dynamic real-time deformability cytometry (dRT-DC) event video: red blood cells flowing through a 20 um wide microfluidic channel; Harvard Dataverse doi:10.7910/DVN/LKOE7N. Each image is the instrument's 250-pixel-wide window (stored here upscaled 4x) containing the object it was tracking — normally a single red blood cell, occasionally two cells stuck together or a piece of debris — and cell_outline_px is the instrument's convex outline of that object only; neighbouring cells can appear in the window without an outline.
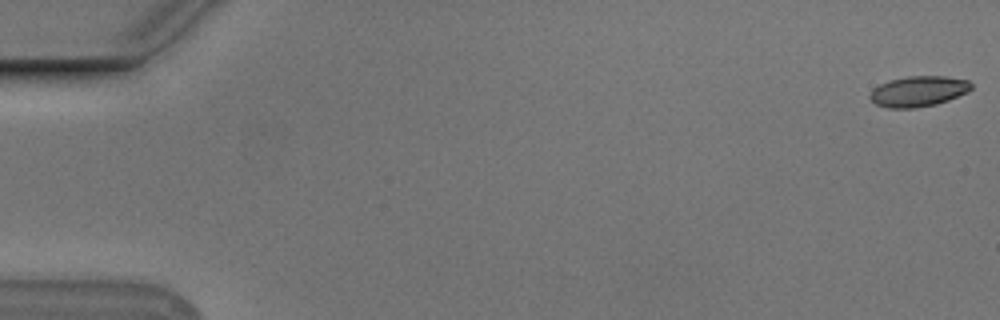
{"species": "Egyptian fruit bat (a non-hibernating species)", "species_latin": "Rousettus aegyptiacus", "temperature_condition": "cold", "stored_images_in_passage": 23, "camera_frame_rate_fps": 3000, "um_per_image_px": 0.085, "animal": {"sex": "male"}, "frame": {"image": 1, "passage_image": 1, "time_ms": 0.0, "image_size_px": [1000, 320], "cell_outline_px": [[972, 88], [968, 92], [948, 100], [936, 104], [916, 108], [888, 108], [876, 104], [868, 96], [872, 88], [888, 80], [908, 76], [944, 76], [968, 80], [972, 84]], "centroid_in_image_um": [78.05, 7.76], "position_along_channel_um": 7.0, "area_um2": 18.15}}
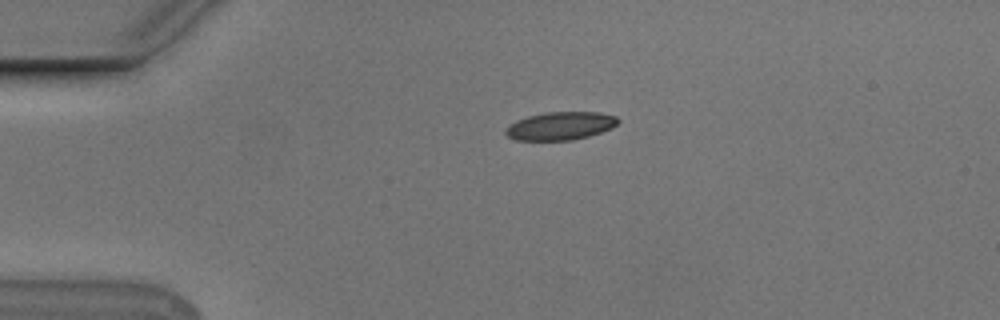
{"frame": {"image": 2, "passage_image": 13, "time_ms": 4.0, "image_size_px": [1000, 320], "cell_outline_px": [[620, 120], [612, 128], [588, 136], [572, 140], [516, 140], [508, 136], [504, 132], [504, 128], [508, 124], [516, 120], [528, 116], [548, 112], [600, 112], [616, 116]], "centroid_in_image_um": [47.61, 10.7], "position_along_channel_um": 37.4, "area_um2": 18.44}}